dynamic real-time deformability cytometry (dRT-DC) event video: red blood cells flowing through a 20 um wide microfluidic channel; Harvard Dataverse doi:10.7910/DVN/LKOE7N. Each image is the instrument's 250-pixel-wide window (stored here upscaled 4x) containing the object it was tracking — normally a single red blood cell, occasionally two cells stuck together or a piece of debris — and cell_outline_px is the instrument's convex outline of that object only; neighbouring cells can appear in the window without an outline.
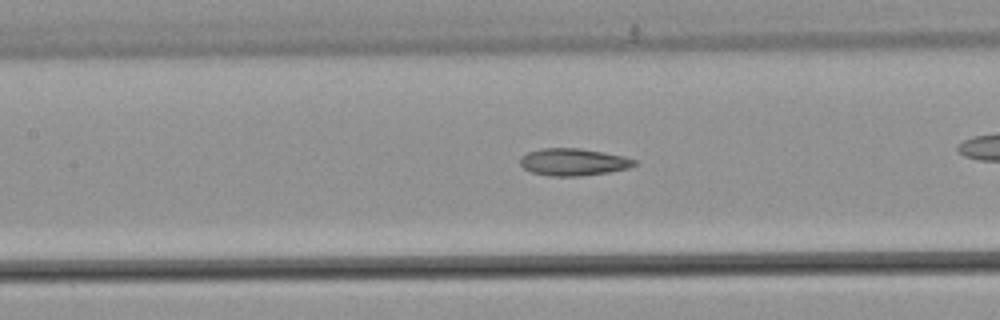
{"species": "common noctule bat (a hibernating species)", "species_latin": "Nyctalus noctula", "temperature_condition": "warm", "stored_images_in_passage": 41, "camera_frame_rate_fps": 3000, "um_per_image_px": 0.085, "animal": {"sex": "male", "body_mass_g": 21.5, "forearm_length_mm": 52.0}, "frame": {"image": 1, "passage_image": 24, "time_ms": 7.667, "image_size_px": [1000, 320], "cell_outline_px": [[636, 164], [628, 168], [608, 172], [580, 176], [552, 176], [532, 172], [524, 168], [520, 164], [520, 156], [528, 152], [540, 148], [580, 148], [604, 152], [624, 156], [636, 160]], "centroid_in_image_um": [48.72, 13.76], "position_along_channel_um": 158.7, "area_um2": 18.09}}